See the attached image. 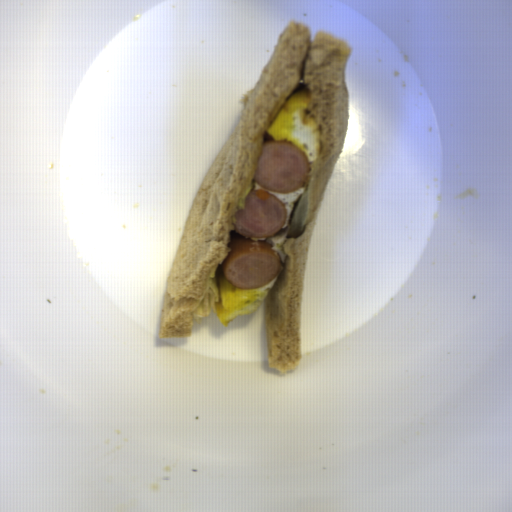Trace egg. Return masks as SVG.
<instances>
[{"label":"egg","instance_id":"1","mask_svg":"<svg viewBox=\"0 0 512 512\" xmlns=\"http://www.w3.org/2000/svg\"><path fill=\"white\" fill-rule=\"evenodd\" d=\"M312 101L307 90L295 91L265 133L268 141L292 142L305 153L308 163L318 159L321 149L320 130L309 112Z\"/></svg>","mask_w":512,"mask_h":512},{"label":"egg","instance_id":"2","mask_svg":"<svg viewBox=\"0 0 512 512\" xmlns=\"http://www.w3.org/2000/svg\"><path fill=\"white\" fill-rule=\"evenodd\" d=\"M219 300L214 302V312L225 328L240 315H249L265 300L279 279V273L262 287L240 289L232 286L224 277L222 266L217 275Z\"/></svg>","mask_w":512,"mask_h":512},{"label":"egg","instance_id":"3","mask_svg":"<svg viewBox=\"0 0 512 512\" xmlns=\"http://www.w3.org/2000/svg\"><path fill=\"white\" fill-rule=\"evenodd\" d=\"M253 188L254 190H263L266 191L272 195H274L276 198H278L285 206L286 208V217L285 222L282 226V228L273 236L271 237H248L246 239L252 240V241H266L269 244L272 245L273 251H277L281 257V263H286L287 257L286 254L283 252V245L287 239L290 223L294 211L295 203L299 200V198L304 194V189L301 187L298 190L290 193H278L271 190H267L264 187L260 186L257 182H253Z\"/></svg>","mask_w":512,"mask_h":512}]
</instances>
